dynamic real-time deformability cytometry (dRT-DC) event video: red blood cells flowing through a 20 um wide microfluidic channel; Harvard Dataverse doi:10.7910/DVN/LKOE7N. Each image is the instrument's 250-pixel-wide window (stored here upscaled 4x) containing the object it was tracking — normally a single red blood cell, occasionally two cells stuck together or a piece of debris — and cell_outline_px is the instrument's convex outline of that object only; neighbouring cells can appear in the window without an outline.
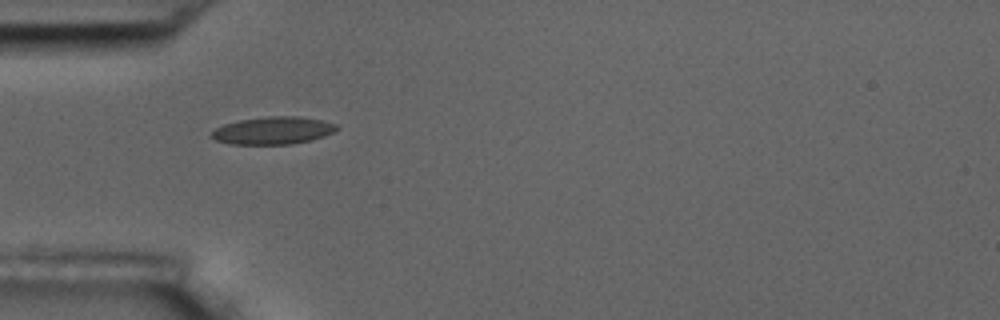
{"species": "common noctule bat (a hibernating species)", "species_latin": "Nyctalus noctula", "temperature_condition": "room temperature", "stored_images_in_passage": 2, "camera_frame_rate_fps": 3000, "um_per_image_px": 0.085, "animal": {"sex": "male", "body_mass_g": 17.5, "forearm_length_mm": 52.3}, "frame": {"image": 1, "passage_image": 1, "time_ms": 0.0, "image_size_px": [1000, 320], "cell_outline_px": [[340, 128], [324, 136], [312, 140], [292, 144], [232, 144], [216, 140], [208, 136], [216, 128], [224, 124], [240, 120], [268, 116], [296, 116], [320, 120], [336, 124]], "centroid_in_image_um": [23.2, 11.1], "position_along_channel_um": 61.8, "area_um2": 20.0}}